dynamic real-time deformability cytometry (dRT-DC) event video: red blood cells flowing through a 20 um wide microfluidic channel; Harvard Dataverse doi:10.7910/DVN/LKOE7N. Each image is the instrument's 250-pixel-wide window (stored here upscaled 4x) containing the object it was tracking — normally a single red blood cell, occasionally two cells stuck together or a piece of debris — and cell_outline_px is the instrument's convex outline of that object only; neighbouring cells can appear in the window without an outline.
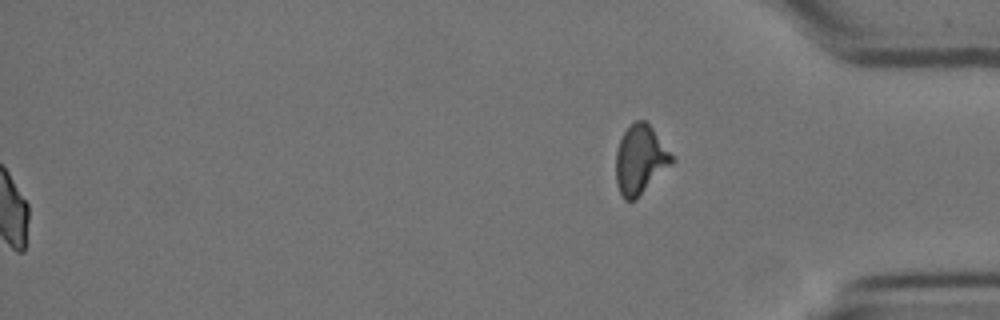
{"species": "Egyptian fruit bat (a non-hibernating species)", "species_latin": "Rousettus aegyptiacus", "temperature_condition": "cold", "stored_images_in_passage": 59, "segment_of_instrument_passage": [2, 2], "camera_frame_rate_fps": 3000, "um_per_image_px": 0.085, "animal": {"sex": "female"}, "frame": {"image": 1, "passage_image": 59, "time_ms": 19.333, "image_size_px": [1000, 320], "cell_outline_px": [[676, 160], [636, 200], [624, 200], [616, 184], [616, 152], [620, 140], [624, 132], [636, 120], [644, 120], [652, 128]], "centroid_in_image_um": [54.42, 13.6], "position_along_channel_um": 380.8, "area_um2": 22.31}}